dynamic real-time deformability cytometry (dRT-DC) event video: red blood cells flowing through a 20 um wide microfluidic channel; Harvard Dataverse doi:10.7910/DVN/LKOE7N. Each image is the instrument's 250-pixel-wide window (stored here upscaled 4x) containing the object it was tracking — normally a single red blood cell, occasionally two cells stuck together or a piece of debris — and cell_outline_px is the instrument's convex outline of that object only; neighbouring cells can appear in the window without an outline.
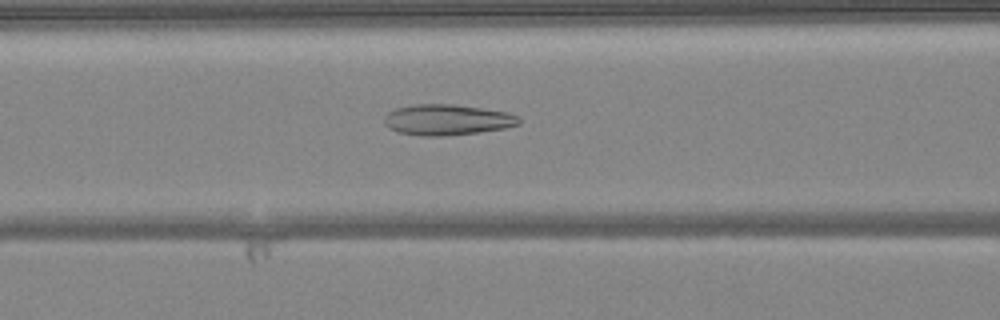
{"species": "common noctule bat (a hibernating species)", "species_latin": "Nyctalus noctula", "temperature_condition": "warm", "stored_images_in_passage": 49, "camera_frame_rate_fps": 3000, "um_per_image_px": 0.085, "animal": {"sex": "female", "body_mass_g": 24.6, "forearm_length_mm": 56.2}, "frame": {"image": 1, "passage_image": 20, "time_ms": 6.333, "image_size_px": [1000, 320], "cell_outline_px": [[520, 124], [504, 128], [476, 132], [444, 136], [420, 136], [400, 132], [388, 128], [384, 124], [384, 116], [388, 112], [396, 108], [412, 104], [452, 104], [508, 112], [520, 116]], "centroid_in_image_um": [37.98, 10.18], "position_along_channel_um": 128.6, "area_um2": 24.16}}
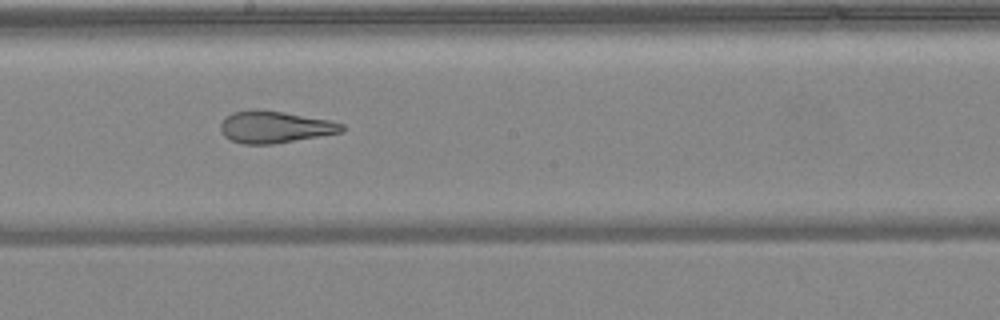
{"frame": {"image": 2, "passage_image": 27, "time_ms": 8.667, "image_size_px": [1000, 320], "cell_outline_px": [[344, 128], [340, 132], [272, 144], [244, 144], [232, 140], [224, 136], [220, 128], [220, 124], [232, 112], [284, 112], [328, 120], [344, 124]], "centroid_in_image_um": [23.36, 10.83], "position_along_channel_um": 224.8, "area_um2": 21.5}}
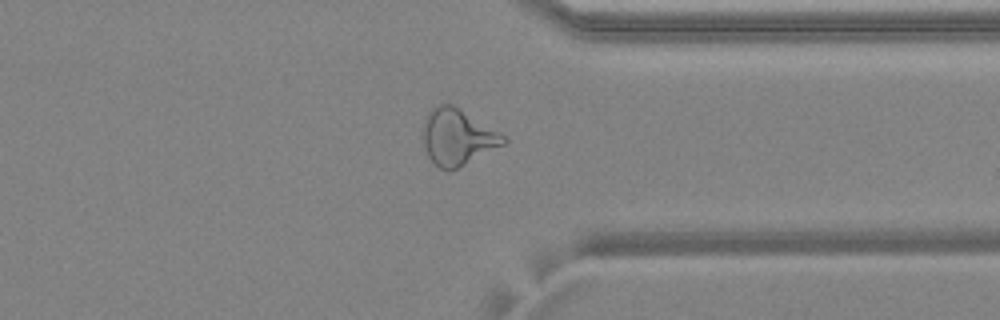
{"frame": {"image": 3, "passage_image": 38, "time_ms": 12.333, "image_size_px": [1000, 320], "cell_outline_px": [[508, 140], [504, 144], [448, 172], [432, 164], [428, 156], [424, 144], [424, 124], [428, 112], [432, 108], [440, 104], [452, 104], [508, 136]], "centroid_in_image_um": [38.9, 11.65], "position_along_channel_um": 372.5, "area_um2": 26.13}, "authors_computed_cell_mechanics": {"area_um2": 27.3972, "velocity_mm_per_s": 4.1232, "shape_relaxation_time_tau1_ms": null, "shape_relaxation_time_tau2_ms": 1.9892, "deformation_change_tau1": null, "deformation_change_tau2": 0.1196}}